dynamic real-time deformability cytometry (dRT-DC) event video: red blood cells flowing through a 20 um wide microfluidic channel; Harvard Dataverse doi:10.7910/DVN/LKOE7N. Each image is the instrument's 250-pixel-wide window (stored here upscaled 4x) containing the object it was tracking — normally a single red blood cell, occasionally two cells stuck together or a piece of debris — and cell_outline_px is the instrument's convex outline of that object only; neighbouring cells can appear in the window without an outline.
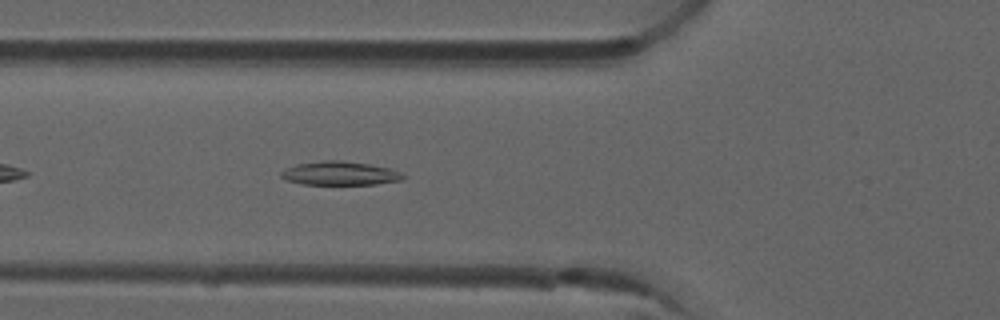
{"species": "common noctule bat (a hibernating species)", "species_latin": "Nyctalus noctula", "temperature_condition": "room temperature", "stored_images_in_passage": 2, "camera_frame_rate_fps": 3000, "um_per_image_px": 0.085, "animal": {"sex": "male", "forearm_length_mm": 52.5}, "frame": {"image": 1, "passage_image": 2, "time_ms": 0.333, "image_size_px": [1000, 320], "cell_outline_px": [[404, 176], [400, 180], [376, 184], [304, 184], [288, 180], [280, 176], [280, 172], [296, 164], [324, 160], [340, 160], [368, 164], [392, 168], [400, 172]], "centroid_in_image_um": [28.9, 14.72], "position_along_channel_um": 96.9, "area_um2": 16.65}}